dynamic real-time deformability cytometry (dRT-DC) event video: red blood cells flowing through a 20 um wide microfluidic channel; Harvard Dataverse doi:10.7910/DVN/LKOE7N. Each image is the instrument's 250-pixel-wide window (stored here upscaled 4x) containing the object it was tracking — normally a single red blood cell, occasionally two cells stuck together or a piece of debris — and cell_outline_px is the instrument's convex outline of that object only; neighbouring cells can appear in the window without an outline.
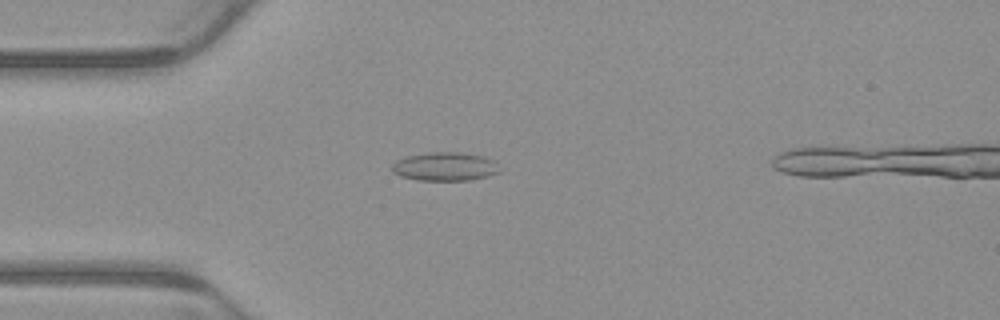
{"species": "common noctule bat (a hibernating species)", "species_latin": "Nyctalus noctula", "temperature_condition": "warm", "stored_images_in_passage": 3, "camera_frame_rate_fps": 3000, "um_per_image_px": 0.085, "animal": {"sex": "male", "body_mass_g": 23.1, "forearm_length_mm": 52.7}, "frame": {"image": 1, "passage_image": 3, "time_ms": 0.667, "image_size_px": [1000, 320], "cell_outline_px": [[500, 172], [488, 176], [468, 180], [416, 180], [400, 176], [392, 172], [392, 164], [396, 160], [408, 156], [428, 152], [460, 152], [484, 156], [496, 160]], "centroid_in_image_um": [37.83, 14.15], "position_along_channel_um": 47.2, "area_um2": 18.09}}